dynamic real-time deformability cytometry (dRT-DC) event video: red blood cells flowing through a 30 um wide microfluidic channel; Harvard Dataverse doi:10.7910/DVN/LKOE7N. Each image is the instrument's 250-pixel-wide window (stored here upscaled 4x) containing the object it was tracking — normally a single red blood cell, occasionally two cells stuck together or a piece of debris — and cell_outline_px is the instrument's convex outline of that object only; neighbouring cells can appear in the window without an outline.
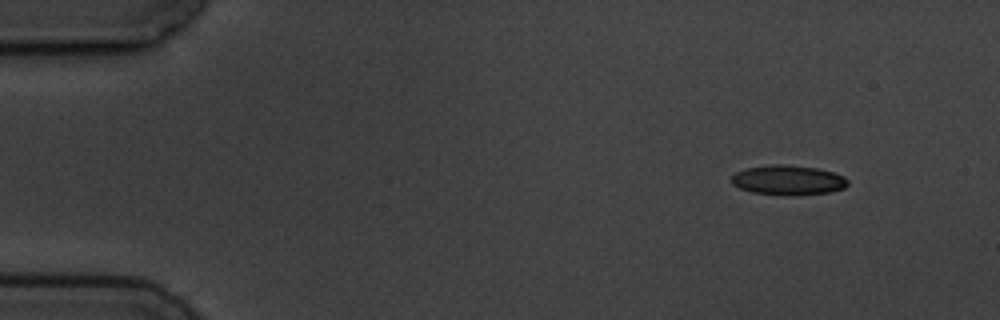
{"species": "common noctule bat (a hibernating species)", "species_latin": "Nyctalus noctula", "temperature_condition": "cold", "stored_images_in_passage": 4, "camera_frame_rate_fps": 3000, "um_per_image_px": 0.085, "animal": {"sex": "male", "body_mass_g": 19.5, "forearm_length_mm": 54.6}, "frame": {"image": 1, "passage_image": 1, "time_ms": 0.0, "image_size_px": [1000, 320], "cell_outline_px": [[848, 184], [844, 188], [828, 192], [752, 192], [740, 188], [732, 184], [732, 176], [736, 172], [744, 168], [772, 164], [780, 164], [816, 168], [832, 172], [844, 176], [848, 180]], "centroid_in_image_um": [66.96, 15.24], "position_along_channel_um": 18.0, "area_um2": 19.02}}
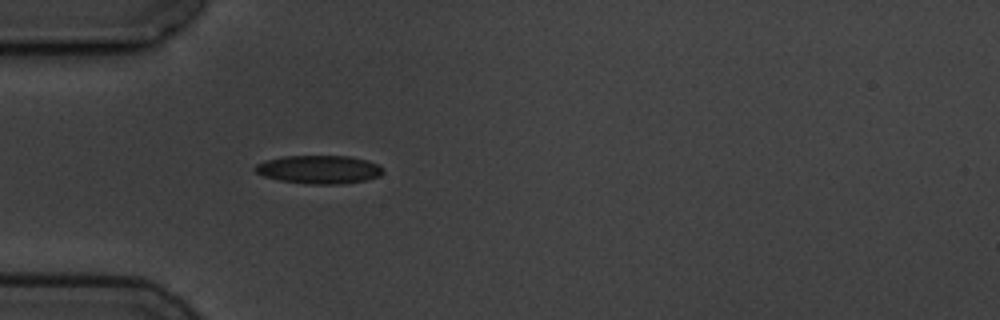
{"frame": {"image": 2, "passage_image": 4, "time_ms": 3.667, "image_size_px": [1000, 320], "cell_outline_px": [[384, 172], [380, 176], [364, 180], [340, 184], [308, 184], [280, 180], [264, 176], [256, 172], [252, 168], [256, 164], [264, 160], [284, 156], [348, 156], [368, 160], [380, 164], [384, 168]], "centroid_in_image_um": [27.13, 14.4], "position_along_channel_um": 57.9, "area_um2": 21.27}}